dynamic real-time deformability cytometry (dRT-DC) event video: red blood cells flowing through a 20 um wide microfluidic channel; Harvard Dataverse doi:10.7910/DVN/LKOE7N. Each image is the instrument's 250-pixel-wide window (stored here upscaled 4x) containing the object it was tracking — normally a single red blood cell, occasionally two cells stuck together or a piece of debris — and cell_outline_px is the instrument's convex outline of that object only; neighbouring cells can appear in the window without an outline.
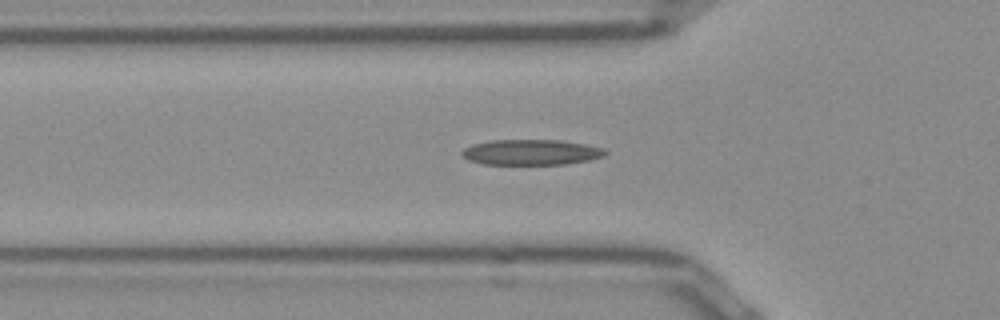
{"species": "Egyptian fruit bat (a non-hibernating species)", "species_latin": "Rousettus aegyptiacus", "temperature_condition": "room temperature", "stored_images_in_passage": 36, "camera_frame_rate_fps": 3000, "um_per_image_px": 0.085, "frame": {"image": 1, "passage_image": 8, "time_ms": 2.333, "image_size_px": [1000, 320], "cell_outline_px": [[608, 152], [604, 156], [588, 160], [564, 164], [484, 164], [468, 160], [460, 152], [464, 148], [472, 144], [492, 140], [560, 140], [584, 144], [604, 148]], "centroid_in_image_um": [45.14, 12.93], "position_along_channel_um": 80.7, "area_um2": 21.21}}
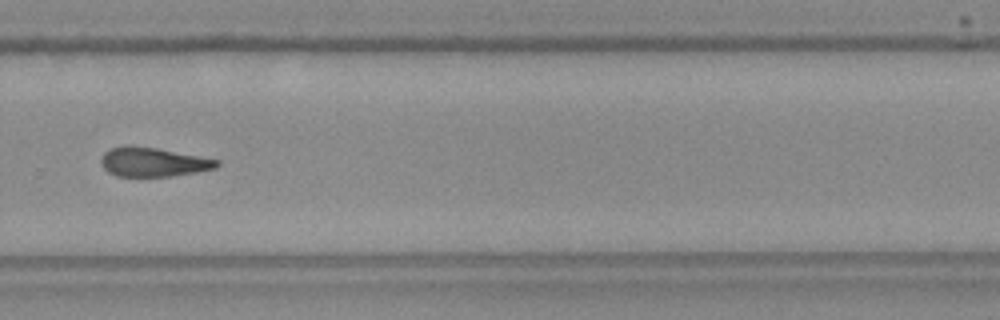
{"frame": {"image": 2, "passage_image": 26, "time_ms": 8.333, "image_size_px": [1000, 320], "cell_outline_px": [[220, 164], [216, 168], [196, 172], [172, 176], [116, 176], [108, 172], [104, 168], [100, 160], [104, 152], [112, 148], [156, 148], [220, 160]], "centroid_in_image_um": [13.07, 13.81], "position_along_channel_um": 316.7, "area_um2": 19.02}}
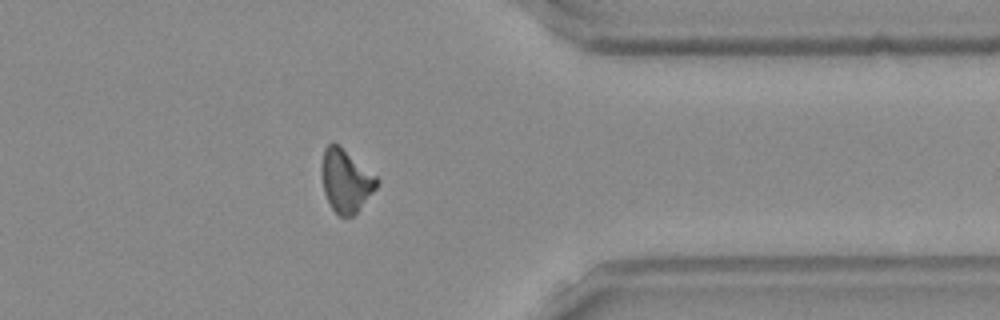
{"frame": {"image": 3, "passage_image": 32, "time_ms": 10.333, "image_size_px": [1000, 320], "cell_outline_px": [[380, 180], [376, 188], [356, 212], [352, 216], [340, 216], [332, 208], [324, 192], [324, 148], [332, 140], [340, 144], [376, 176]], "centroid_in_image_um": [29.43, 15.32], "position_along_channel_um": 382.0, "area_um2": 19.65}}